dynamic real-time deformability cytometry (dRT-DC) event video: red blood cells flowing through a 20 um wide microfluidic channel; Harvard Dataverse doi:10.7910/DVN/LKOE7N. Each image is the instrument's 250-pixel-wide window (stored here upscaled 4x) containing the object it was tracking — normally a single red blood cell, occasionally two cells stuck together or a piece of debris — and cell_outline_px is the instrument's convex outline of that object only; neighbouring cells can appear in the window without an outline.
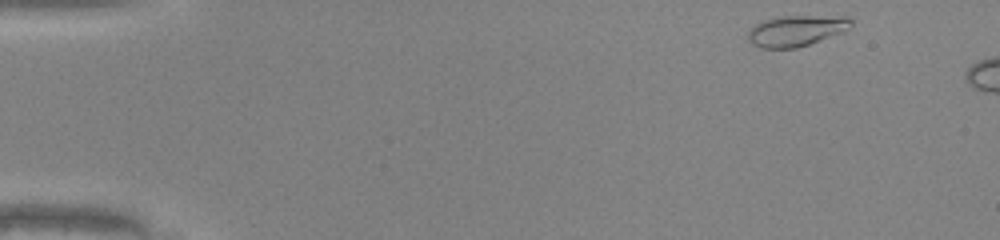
{"species": "common noctule bat (a hibernating species)", "species_latin": "Nyctalus noctula", "temperature_condition": "warm", "stored_images_in_passage": 5, "camera_frame_rate_fps": 3000, "um_per_image_px": 0.085, "animal": {"sex": "male", "body_mass_g": 20.0, "forearm_length_mm": 53.3}, "frame": {"image": 1, "passage_image": 1, "time_ms": 0.0, "image_size_px": [1000, 240], "cell_outline_px": [[852, 24], [844, 32], [796, 48], [760, 48], [752, 44], [748, 40], [748, 32], [756, 24], [764, 20], [780, 16], [848, 16], [852, 20]], "centroid_in_image_um": [67.69, 2.61], "position_along_channel_um": 17.3, "area_um2": 18.5}}